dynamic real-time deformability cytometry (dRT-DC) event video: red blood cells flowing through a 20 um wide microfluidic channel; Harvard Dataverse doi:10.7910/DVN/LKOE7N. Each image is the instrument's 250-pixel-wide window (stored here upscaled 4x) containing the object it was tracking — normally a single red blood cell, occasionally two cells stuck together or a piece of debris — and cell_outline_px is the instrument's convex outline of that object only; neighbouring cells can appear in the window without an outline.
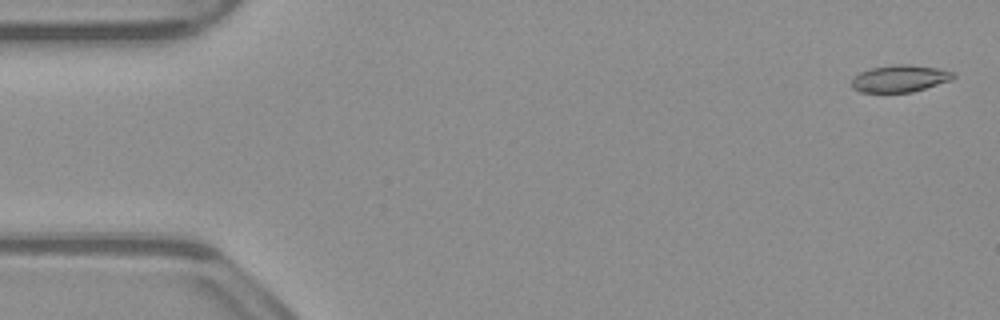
{"species": "common noctule bat (a hibernating species)", "species_latin": "Nyctalus noctula", "temperature_condition": "warm", "stored_images_in_passage": 53, "camera_frame_rate_fps": 3000, "um_per_image_px": 0.085, "animal": {"sex": "male", "body_mass_g": 23.1, "forearm_length_mm": 52.7}, "frame": {"image": 1, "passage_image": 2, "time_ms": 0.333, "image_size_px": [1000, 320], "cell_outline_px": [[956, 76], [952, 80], [912, 92], [860, 92], [852, 88], [852, 80], [860, 72], [872, 68], [896, 64], [908, 64], [936, 68], [956, 72]], "centroid_in_image_um": [76.52, 6.67], "position_along_channel_um": 8.5, "area_um2": 15.95}}
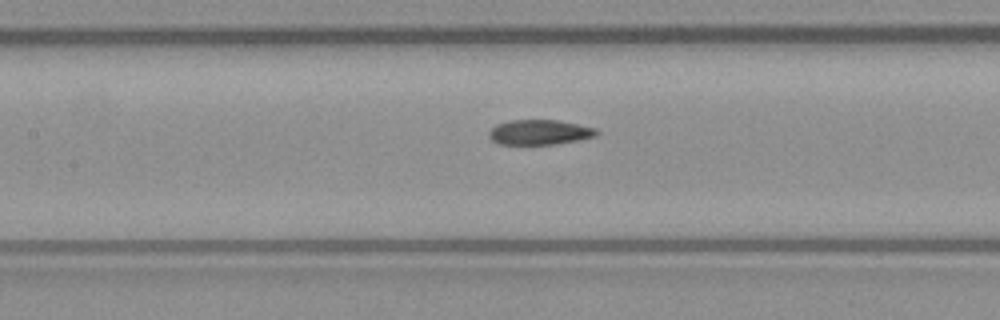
{"frame": {"image": 2, "passage_image": 24, "time_ms": 7.667, "image_size_px": [1000, 320], "cell_outline_px": [[600, 132], [596, 136], [556, 144], [500, 144], [492, 140], [488, 136], [488, 132], [496, 124], [512, 120], [556, 120], [596, 128]], "centroid_in_image_um": [45.85, 11.24], "position_along_channel_um": 161.6, "area_um2": 15.55}}
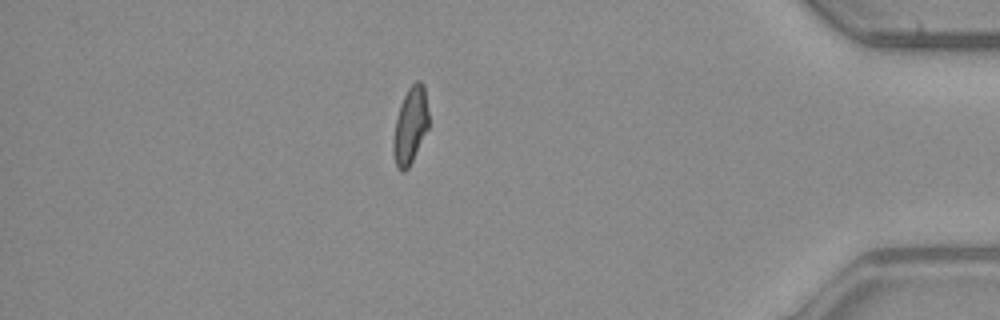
{"frame": {"image": 3, "passage_image": 46, "time_ms": 15.0, "image_size_px": [1000, 320], "cell_outline_px": [[428, 128], [408, 168], [404, 172], [400, 172], [396, 168], [392, 152], [392, 140], [396, 120], [400, 104], [408, 88], [416, 80], [420, 80], [424, 84], [428, 112]], "centroid_in_image_um": [34.85, 10.69], "position_along_channel_um": 400.3, "area_um2": 15.9}, "authors_computed_cell_mechanics": {"area_um2": 16.2418, "velocity_mm_per_s": 3.8969, "shape_relaxation_time_tau1_ms": null, "shape_relaxation_time_tau2_ms": 4.0186, "deformation_change_tau1": null, "deformation_change_tau2": 0.1094}}